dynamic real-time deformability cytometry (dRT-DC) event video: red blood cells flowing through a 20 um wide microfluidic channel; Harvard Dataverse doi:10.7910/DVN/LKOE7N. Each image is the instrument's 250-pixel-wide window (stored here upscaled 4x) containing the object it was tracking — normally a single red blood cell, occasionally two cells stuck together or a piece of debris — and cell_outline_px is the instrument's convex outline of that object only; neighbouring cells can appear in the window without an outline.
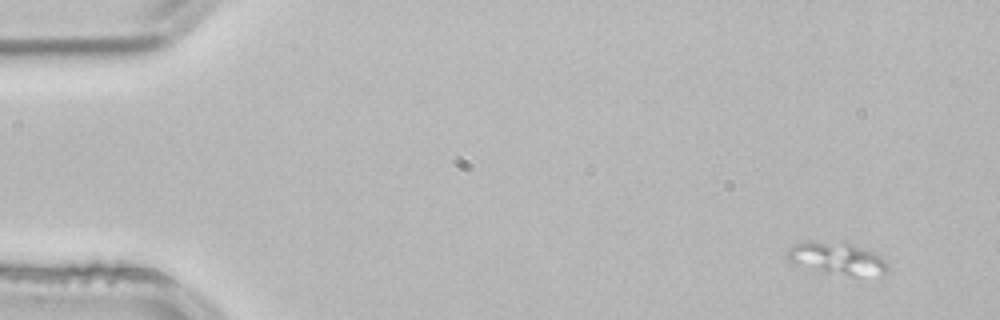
{"species": "common noctule bat (a hibernating species)", "species_latin": "Nyctalus noctula", "temperature_condition": "room temperature", "stored_images_in_passage": 3, "camera_frame_rate_fps": 3000, "um_per_image_px": 0.085, "animal": {"sex": "male", "body_mass_g": 21.5, "forearm_length_mm": 52.0}, "frame": {"image": 1, "passage_image": 1, "time_ms": 0.0, "image_size_px": [1000, 320], "cell_outline_px": [[888, 268], [884, 272], [856, 276], [788, 260], [788, 252], [796, 244], [808, 240], [812, 240], [852, 244], [876, 252], [884, 256], [888, 264]], "centroid_in_image_um": [71.28, 21.89], "position_along_channel_um": 13.7, "area_um2": 17.51}}